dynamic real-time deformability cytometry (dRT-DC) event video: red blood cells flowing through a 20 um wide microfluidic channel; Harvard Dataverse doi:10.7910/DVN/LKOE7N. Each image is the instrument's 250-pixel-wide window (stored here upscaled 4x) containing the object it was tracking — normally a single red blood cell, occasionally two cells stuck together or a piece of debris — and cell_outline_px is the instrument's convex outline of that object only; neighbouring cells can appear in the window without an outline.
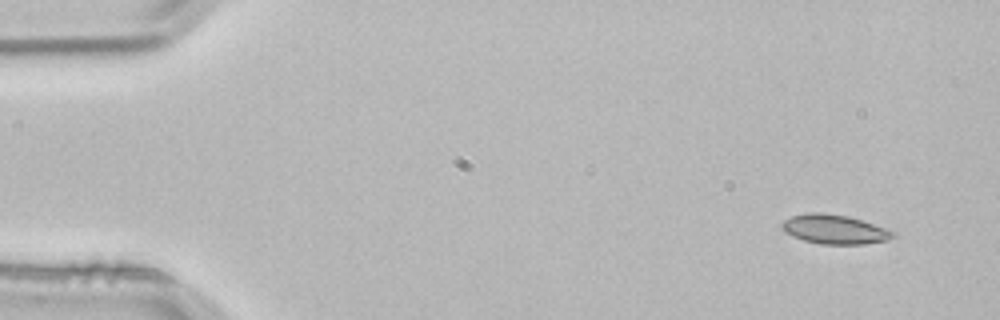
{"species": "common noctule bat (a hibernating species)", "species_latin": "Nyctalus noctula", "temperature_condition": "room temperature", "stored_images_in_passage": 4, "camera_frame_rate_fps": 3000, "um_per_image_px": 0.085, "animal": {"sex": "male", "body_mass_g": 21.5, "forearm_length_mm": 52.0}, "frame": {"image": 1, "passage_image": 1, "time_ms": 0.0, "image_size_px": [1000, 320], "cell_outline_px": [[896, 232], [888, 240], [864, 244], [820, 244], [804, 240], [792, 236], [784, 232], [780, 228], [780, 224], [784, 220], [792, 216], [808, 212], [820, 212], [848, 216]], "centroid_in_image_um": [70.86, 19.49], "position_along_channel_um": 14.1, "area_um2": 18.84}}
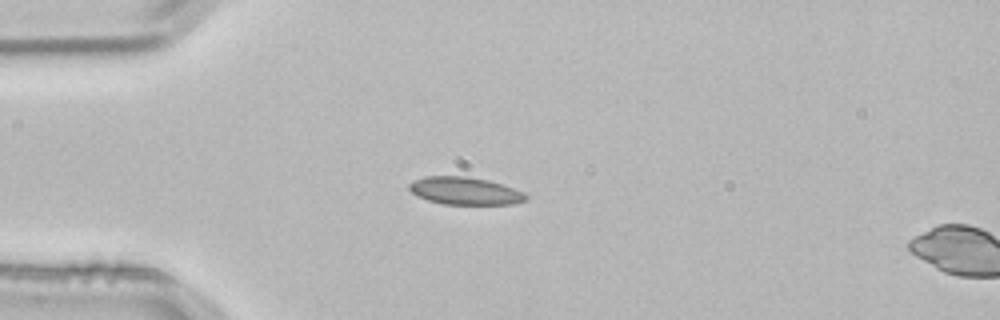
{"frame": {"image": 2, "passage_image": 3, "time_ms": 0.667, "image_size_px": [1000, 320], "cell_outline_px": [[528, 200], [512, 204], [444, 204], [428, 200], [416, 196], [408, 188], [408, 184], [412, 180], [424, 176], [464, 176], [488, 180], [524, 192], [528, 196]], "centroid_in_image_um": [39.49, 16.22], "position_along_channel_um": 45.5, "area_um2": 18.79}}